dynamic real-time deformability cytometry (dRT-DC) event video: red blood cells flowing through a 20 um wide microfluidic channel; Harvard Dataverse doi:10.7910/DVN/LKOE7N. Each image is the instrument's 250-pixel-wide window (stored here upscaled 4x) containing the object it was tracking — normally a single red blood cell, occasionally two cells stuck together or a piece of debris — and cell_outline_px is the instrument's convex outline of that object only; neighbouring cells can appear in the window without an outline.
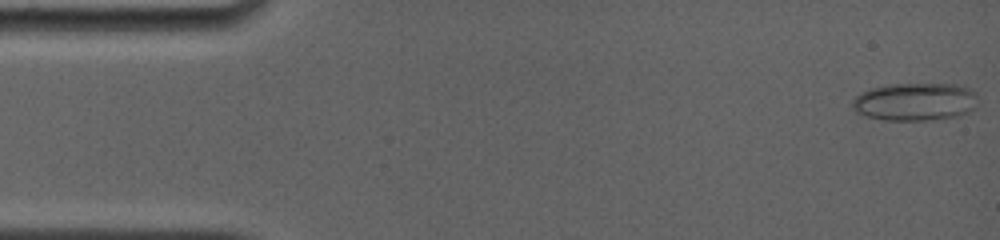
{"species": "common noctule bat (a hibernating species)", "species_latin": "Nyctalus noctula", "temperature_condition": "room temperature", "stored_images_in_passage": 8, "camera_frame_rate_fps": 4000, "um_per_image_px": 0.085, "animal": {"sex": "female", "body_mass_g": 19.0, "forearm_length_mm": 56.7}, "frame": {"image": 1, "passage_image": 1, "time_ms": 0.0, "image_size_px": [1000, 240], "cell_outline_px": [[976, 96], [972, 108], [968, 112], [960, 116], [928, 120], [884, 120], [868, 116], [856, 112], [852, 108], [852, 100], [860, 92], [868, 88], [892, 84], [956, 84], [968, 88], [976, 92]], "centroid_in_image_um": [77.74, 8.64], "position_along_channel_um": 7.3, "area_um2": 27.69}}
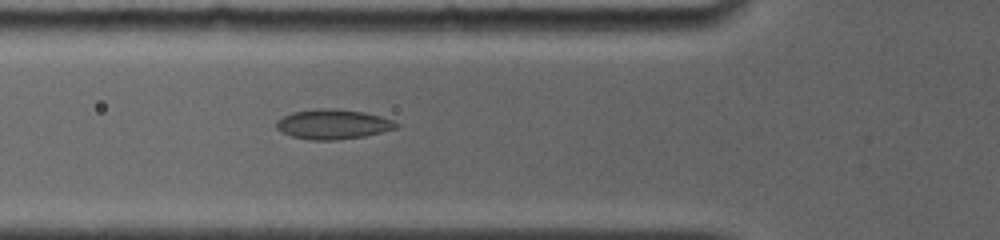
{"frame": {"image": 2, "passage_image": 7, "time_ms": 5.5, "image_size_px": [1000, 240], "cell_outline_px": [[400, 124], [396, 128], [364, 136], [336, 140], [312, 140], [292, 136], [280, 132], [276, 128], [276, 120], [292, 112], [316, 108], [336, 108], [364, 112], [380, 116], [392, 120]], "centroid_in_image_um": [28.27, 10.55], "position_along_channel_um": 97.5, "area_um2": 20.87}}
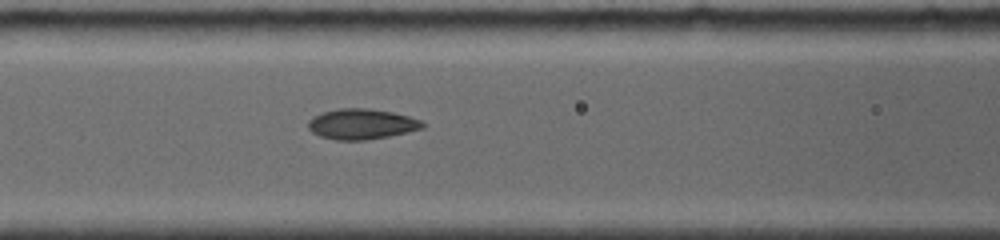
{"frame": {"image": 3, "passage_image": 8, "time_ms": 6.5, "image_size_px": [1000, 240], "cell_outline_px": [[428, 124], [424, 128], [388, 136], [364, 140], [336, 140], [320, 136], [312, 132], [308, 128], [308, 120], [320, 112], [340, 108], [368, 108], [392, 112], [408, 116], [420, 120]], "centroid_in_image_um": [30.73, 10.54], "position_along_channel_um": 135.9, "area_um2": 20.35}}